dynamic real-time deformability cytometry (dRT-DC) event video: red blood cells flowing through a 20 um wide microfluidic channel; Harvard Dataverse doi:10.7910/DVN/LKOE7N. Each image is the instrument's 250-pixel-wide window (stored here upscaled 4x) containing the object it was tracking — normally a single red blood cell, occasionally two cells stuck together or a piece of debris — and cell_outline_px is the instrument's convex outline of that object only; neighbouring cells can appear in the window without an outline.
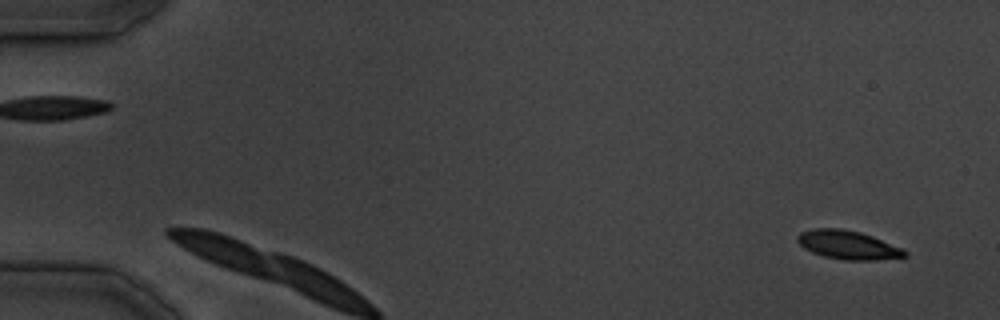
{"species": "common noctule bat (a hibernating species)", "species_latin": "Nyctalus noctula", "temperature_condition": "cold", "stored_images_in_passage": 19, "camera_frame_rate_fps": 3000, "um_per_image_px": 0.085, "animal": {"sex": "male", "body_mass_g": 19.5, "forearm_length_mm": 54.6}, "frame": {"image": 1, "passage_image": 2, "time_ms": 1.333, "image_size_px": [1000, 320], "cell_outline_px": [[908, 256], [876, 260], [844, 260], [824, 256], [812, 252], [804, 248], [796, 240], [796, 236], [800, 232], [812, 228], [840, 228], [860, 232], [872, 236], [904, 248], [908, 252]], "centroid_in_image_um": [72.08, 20.81], "position_along_channel_um": 12.9, "area_um2": 18.09}}
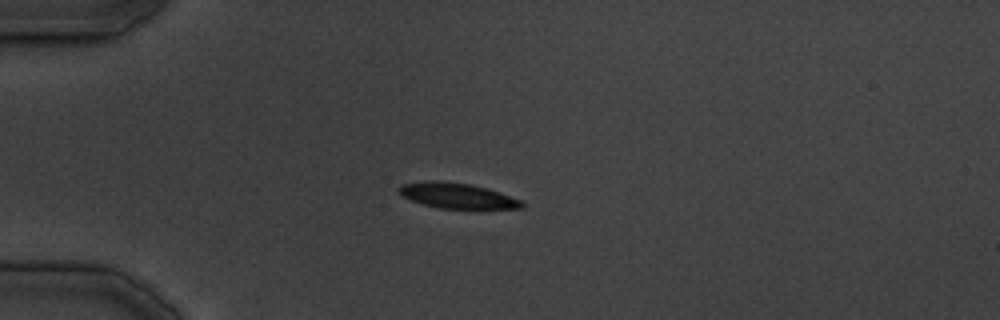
{"frame": {"image": 2, "passage_image": 10, "time_ms": 11.333, "image_size_px": [1000, 320], "cell_outline_px": [[524, 208], [440, 208], [424, 204], [400, 196], [396, 188], [400, 184], [432, 180], [440, 180], [472, 184], [488, 188], [524, 200]], "centroid_in_image_um": [38.85, 16.61], "position_along_channel_um": 46.1, "area_um2": 18.38}}